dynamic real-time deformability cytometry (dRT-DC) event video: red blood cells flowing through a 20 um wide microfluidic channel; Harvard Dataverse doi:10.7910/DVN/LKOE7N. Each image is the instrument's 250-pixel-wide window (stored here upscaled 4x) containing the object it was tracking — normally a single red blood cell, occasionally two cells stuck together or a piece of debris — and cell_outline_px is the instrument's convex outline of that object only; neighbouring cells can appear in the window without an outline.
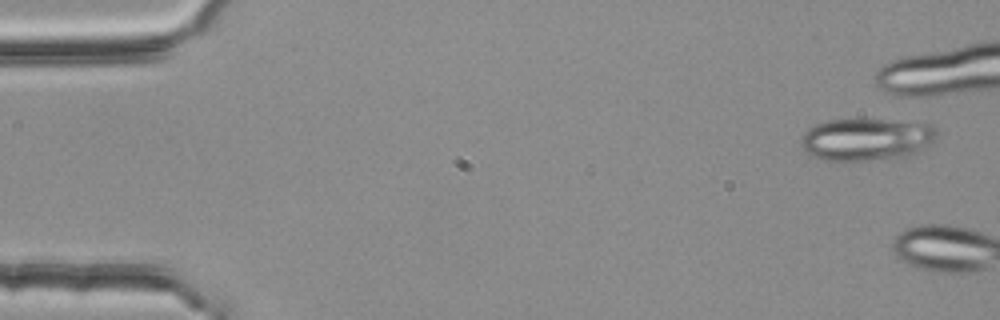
{"species": "common noctule bat (a hibernating species)", "species_latin": "Nyctalus noctula", "temperature_condition": "room temperature", "stored_images_in_passage": 6, "camera_frame_rate_fps": 3000, "um_per_image_px": 0.085, "animal": {"sex": "female", "body_mass_g": 25.1}, "frame": {"image": 1, "passage_image": 1, "time_ms": 0.0, "image_size_px": [1000, 320], "cell_outline_px": [[936, 136], [932, 140], [916, 152], [908, 156], [884, 160], [824, 160], [812, 156], [800, 144], [800, 140], [804, 132], [808, 128], [816, 124], [828, 120], [884, 120], [932, 124], [936, 128]], "centroid_in_image_um": [73.61, 11.85], "position_along_channel_um": 11.4, "area_um2": 33.18}}